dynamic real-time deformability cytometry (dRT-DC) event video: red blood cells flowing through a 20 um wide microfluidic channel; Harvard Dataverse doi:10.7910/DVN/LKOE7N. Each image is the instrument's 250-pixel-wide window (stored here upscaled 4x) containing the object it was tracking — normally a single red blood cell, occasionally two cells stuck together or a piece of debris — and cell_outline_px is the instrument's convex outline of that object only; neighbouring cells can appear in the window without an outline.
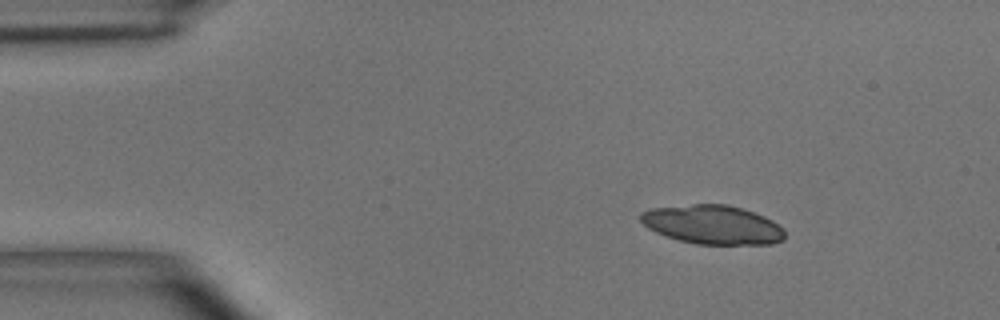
{"species": "common noctule bat (a hibernating species)", "species_latin": "Nyctalus noctula", "temperature_condition": "room temperature", "stored_images_in_passage": 3, "camera_frame_rate_fps": 3000, "um_per_image_px": 0.085, "animal": {"sex": "male", "body_mass_g": 15.6}, "frame": {"image": 1, "passage_image": 2, "time_ms": 1.0, "image_size_px": [1000, 320], "cell_outline_px": [[784, 240], [772, 244], [696, 244], [680, 240], [656, 232], [648, 228], [640, 220], [640, 212], [652, 208], [692, 204], [728, 204], [744, 208], [764, 216], [772, 220], [784, 228]], "centroid_in_image_um": [60.6, 19.09], "position_along_channel_um": 24.4, "area_um2": 32.83}}